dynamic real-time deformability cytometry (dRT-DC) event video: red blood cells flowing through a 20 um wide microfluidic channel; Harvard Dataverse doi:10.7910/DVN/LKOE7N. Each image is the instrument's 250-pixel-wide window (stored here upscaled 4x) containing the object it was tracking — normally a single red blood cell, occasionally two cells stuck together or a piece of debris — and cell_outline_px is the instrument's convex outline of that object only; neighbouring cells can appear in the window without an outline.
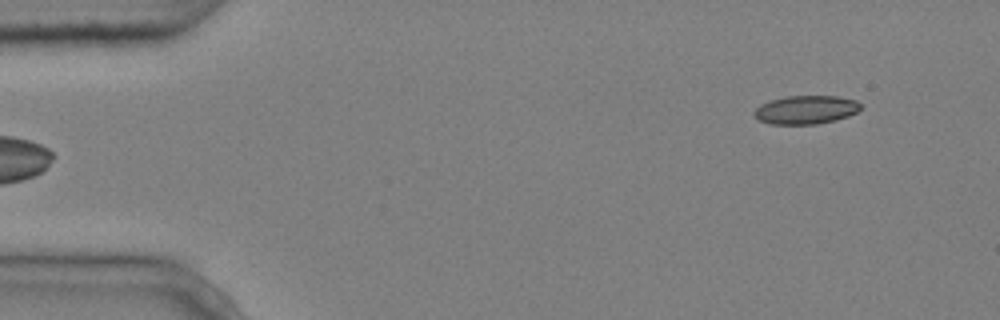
{"species": "common noctule bat (a hibernating species)", "species_latin": "Nyctalus noctula", "temperature_condition": "cold", "stored_images_in_passage": 5, "camera_frame_rate_fps": 3000, "um_per_image_px": 0.085, "animal": {"sex": "male", "body_mass_g": 20.4}, "frame": {"image": 1, "passage_image": 5, "time_ms": 1.333, "image_size_px": [1000, 320], "cell_outline_px": [[860, 108], [856, 112], [848, 116], [836, 120], [816, 124], [768, 124], [760, 120], [752, 112], [760, 104], [772, 100], [788, 96], [836, 96], [856, 100], [860, 104]], "centroid_in_image_um": [68.49, 9.33], "position_along_channel_um": 16.5, "area_um2": 17.57}}